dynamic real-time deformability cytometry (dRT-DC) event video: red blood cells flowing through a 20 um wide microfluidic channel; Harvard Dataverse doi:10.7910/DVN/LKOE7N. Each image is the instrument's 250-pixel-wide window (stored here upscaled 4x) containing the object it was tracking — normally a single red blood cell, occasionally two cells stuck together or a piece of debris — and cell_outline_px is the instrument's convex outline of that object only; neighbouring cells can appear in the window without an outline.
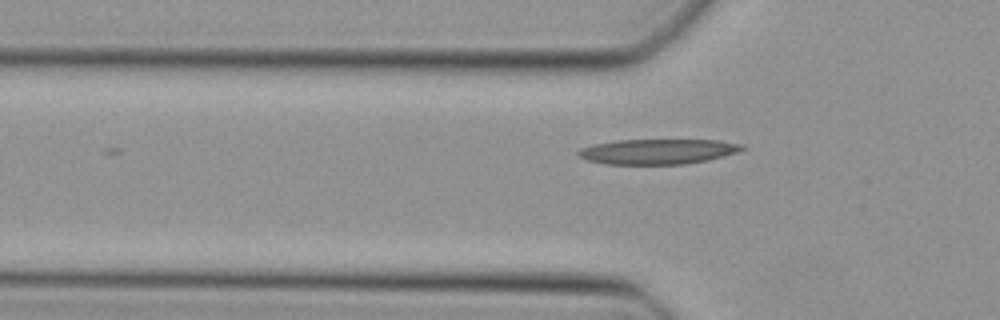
{"species": "Egyptian fruit bat (a non-hibernating species)", "species_latin": "Rousettus aegyptiacus", "temperature_condition": "cold", "stored_images_in_passage": 12, "camera_frame_rate_fps": 3000, "um_per_image_px": 0.085, "animal": {"sex": "female"}, "frame": {"image": 1, "passage_image": 3, "time_ms": 0.667, "image_size_px": [1000, 320], "cell_outline_px": [[744, 148], [736, 152], [708, 160], [684, 164], [604, 164], [588, 160], [580, 156], [576, 152], [580, 148], [592, 144], [616, 140], [720, 140], [740, 144]], "centroid_in_image_um": [55.85, 12.87], "position_along_channel_um": 69.9, "area_um2": 23.87}}
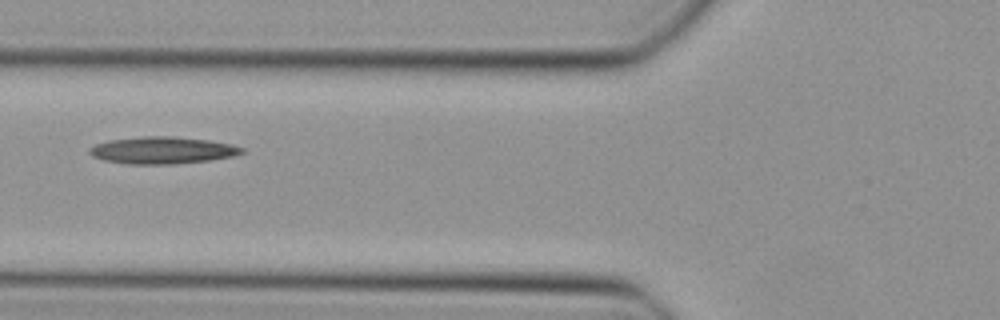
{"frame": {"image": 2, "passage_image": 6, "time_ms": 1.667, "image_size_px": [1000, 320], "cell_outline_px": [[244, 152], [232, 156], [212, 160], [176, 164], [128, 164], [104, 160], [92, 156], [88, 152], [88, 148], [96, 144], [108, 140], [144, 136], [172, 136], [208, 140], [232, 144], [244, 148]], "centroid_in_image_um": [13.8, 12.77], "position_along_channel_um": 112.0, "area_um2": 24.1}}
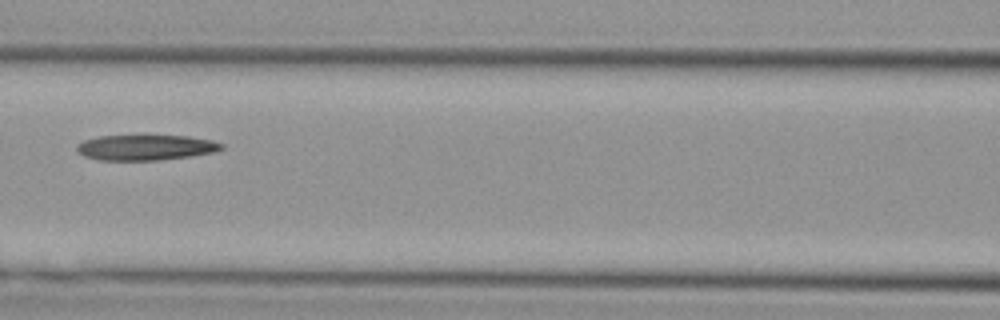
{"frame": {"image": 3, "passage_image": 9, "time_ms": 2.667, "image_size_px": [1000, 320], "cell_outline_px": [[224, 148], [216, 152], [160, 160], [96, 160], [84, 156], [76, 152], [76, 144], [84, 140], [100, 136], [188, 136], [212, 140], [224, 144]], "centroid_in_image_um": [12.36, 12.54], "position_along_channel_um": 154.2, "area_um2": 21.5}}